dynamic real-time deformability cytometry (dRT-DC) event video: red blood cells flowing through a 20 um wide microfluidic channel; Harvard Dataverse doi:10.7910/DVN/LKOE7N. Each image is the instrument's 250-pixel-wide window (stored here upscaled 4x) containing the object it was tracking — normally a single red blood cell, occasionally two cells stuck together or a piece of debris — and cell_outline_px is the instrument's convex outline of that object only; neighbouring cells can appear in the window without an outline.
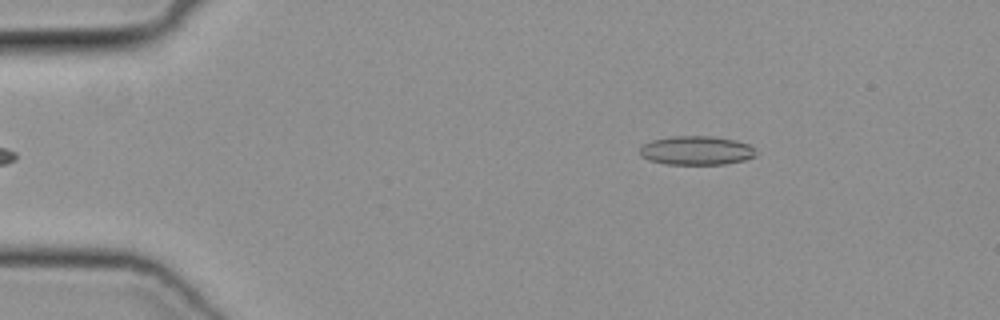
{"species": "common noctule bat (a hibernating species)", "species_latin": "Nyctalus noctula", "temperature_condition": "cold", "stored_images_in_passage": 46, "camera_frame_rate_fps": 3000, "um_per_image_px": 0.085, "animal": {"sex": "female", "body_mass_g": 19.3, "forearm_length_mm": 54.1}, "frame": {"image": 1, "passage_image": 5, "time_ms": 1.333, "image_size_px": [1000, 320], "cell_outline_px": [[756, 156], [744, 160], [724, 164], [664, 164], [648, 160], [640, 156], [640, 148], [644, 144], [652, 140], [672, 136], [712, 136], [736, 140], [748, 144], [756, 152]], "centroid_in_image_um": [59.17, 12.79], "position_along_channel_um": 25.8, "area_um2": 19.59}}
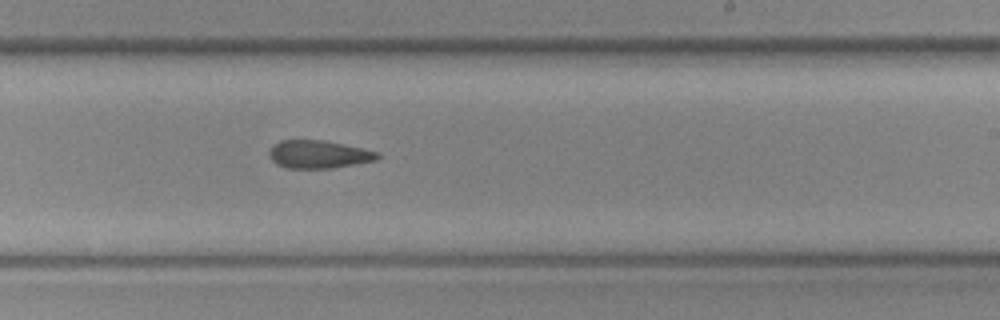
{"frame": {"image": 2, "passage_image": 27, "time_ms": 8.667, "image_size_px": [1000, 320], "cell_outline_px": [[380, 156], [376, 160], [332, 168], [288, 168], [276, 164], [272, 160], [268, 152], [272, 144], [280, 140], [324, 140], [380, 152]], "centroid_in_image_um": [27.06, 13.11], "position_along_channel_um": 261.9, "area_um2": 17.63}}
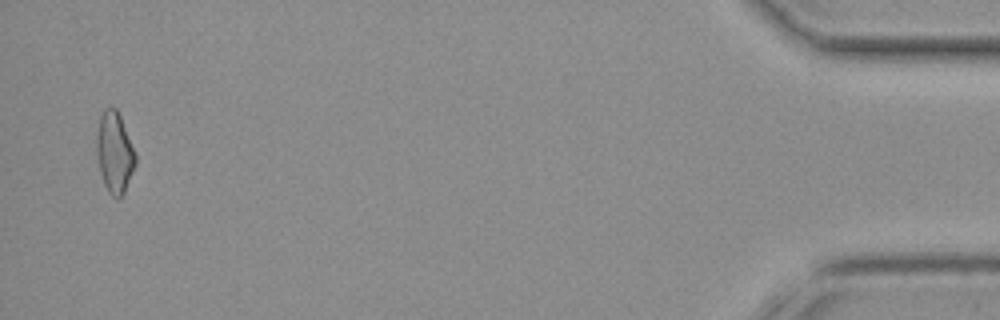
{"frame": {"image": 3, "passage_image": 45, "time_ms": 14.667, "image_size_px": [1000, 320], "cell_outline_px": [[136, 164], [124, 192], [116, 200], [108, 192], [104, 184], [100, 172], [96, 152], [96, 136], [100, 116], [104, 108], [116, 108], [120, 116], [136, 156]], "centroid_in_image_um": [9.72, 12.98], "position_along_channel_um": 425.5, "area_um2": 18.15}}